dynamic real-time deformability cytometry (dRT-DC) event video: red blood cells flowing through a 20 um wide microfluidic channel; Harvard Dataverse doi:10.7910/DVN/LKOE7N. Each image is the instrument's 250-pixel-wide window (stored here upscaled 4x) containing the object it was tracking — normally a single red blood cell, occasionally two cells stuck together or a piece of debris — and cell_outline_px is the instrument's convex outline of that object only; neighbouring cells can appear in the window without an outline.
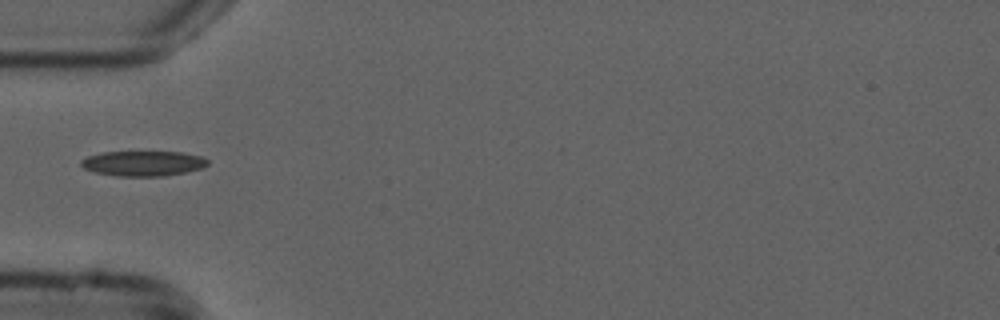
{"species": "common noctule bat (a hibernating species)", "species_latin": "Nyctalus noctula", "temperature_condition": "cold", "stored_images_in_passage": 30, "camera_frame_rate_fps": 3000, "um_per_image_px": 0.085, "animal": {"sex": "male", "forearm_length_mm": 52.5}, "frame": {"image": 1, "passage_image": 1, "time_ms": 0.0, "image_size_px": [1000, 320], "cell_outline_px": [[208, 164], [200, 168], [184, 172], [164, 176], [116, 176], [96, 172], [84, 168], [80, 164], [80, 160], [88, 156], [104, 152], [180, 152], [200, 156], [208, 160]], "centroid_in_image_um": [12.14, 13.89], "position_along_channel_um": 72.9, "area_um2": 18.32}}
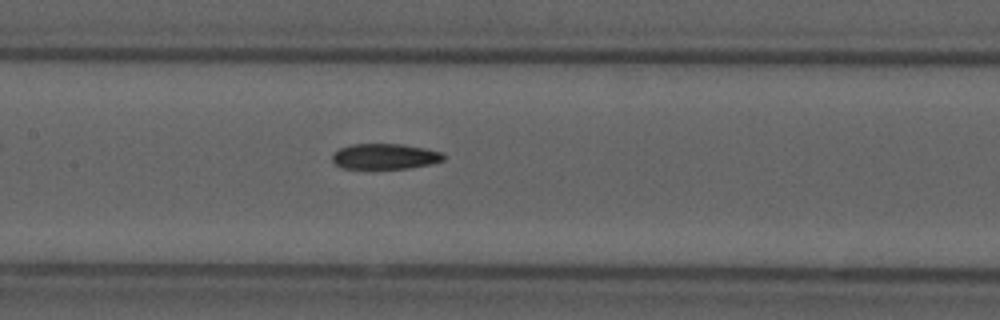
{"frame": {"image": 2, "passage_image": 9, "time_ms": 2.667, "image_size_px": [1000, 320], "cell_outline_px": [[444, 160], [428, 164], [408, 168], [344, 168], [336, 164], [332, 160], [332, 156], [340, 148], [352, 144], [400, 144], [424, 148], [444, 152]], "centroid_in_image_um": [32.73, 13.28], "position_along_channel_um": 174.7, "area_um2": 16.3}}
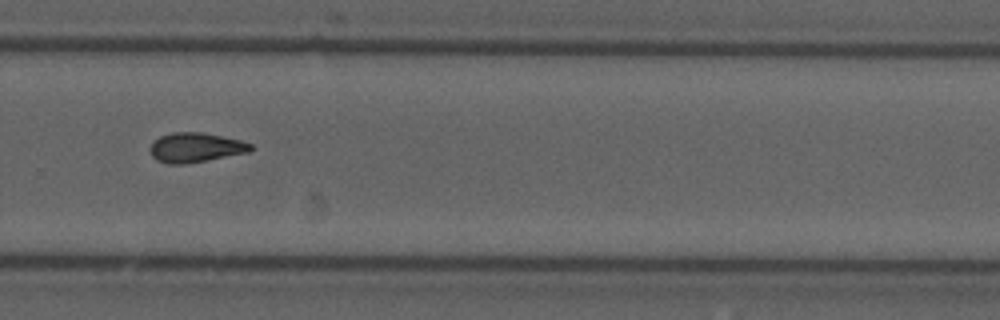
{"frame": {"image": 3, "passage_image": 20, "time_ms": 6.333, "image_size_px": [1000, 320], "cell_outline_px": [[252, 148], [248, 152], [184, 164], [168, 164], [156, 160], [152, 156], [152, 140], [160, 136], [172, 132], [204, 132], [240, 140], [252, 144]], "centroid_in_image_um": [16.6, 12.52], "position_along_channel_um": 313.2, "area_um2": 17.17}, "authors_computed_cell_mechanics": {"area_um2": 17.1377, "velocity_mm_per_s": 3.7954, "shape_relaxation_time_tau1_ms": null, "shape_relaxation_time_tau2_ms": 8.579, "deformation_change_tau1": null, "deformation_change_tau2": 0.172}}